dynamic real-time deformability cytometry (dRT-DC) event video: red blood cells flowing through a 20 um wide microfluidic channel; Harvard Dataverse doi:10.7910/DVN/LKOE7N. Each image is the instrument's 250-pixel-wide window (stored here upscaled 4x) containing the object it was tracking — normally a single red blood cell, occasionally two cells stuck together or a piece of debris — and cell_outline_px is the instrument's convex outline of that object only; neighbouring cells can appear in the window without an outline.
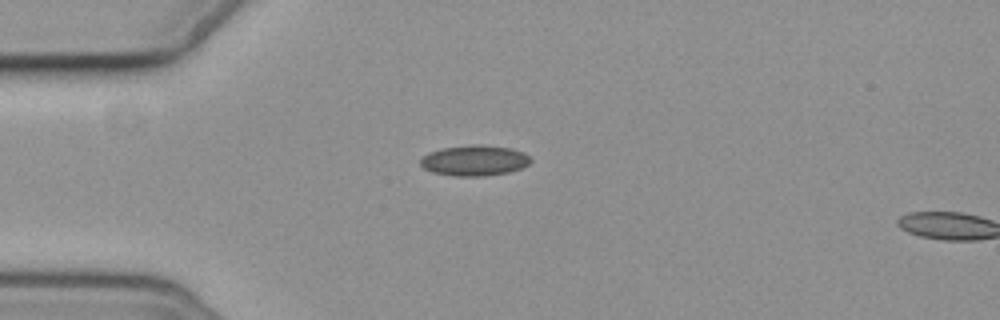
{"species": "common noctule bat (a hibernating species)", "species_latin": "Nyctalus noctula", "temperature_condition": "cold", "stored_images_in_passage": 4, "segment_of_instrument_passage": [1, 2], "camera_frame_rate_fps": 3000, "um_per_image_px": 0.085, "animal": {"sex": "female", "body_mass_g": 19.3, "forearm_length_mm": 54.1}, "frame": {"image": 1, "passage_image": 3, "time_ms": 3.0, "image_size_px": [1000, 320], "cell_outline_px": [[532, 160], [528, 164], [520, 168], [508, 172], [484, 176], [452, 176], [432, 172], [424, 168], [420, 164], [420, 160], [428, 152], [444, 148], [472, 144], [476, 144], [512, 148], [524, 152]], "centroid_in_image_um": [40.32, 13.64], "position_along_channel_um": 44.7, "area_um2": 19.59}}